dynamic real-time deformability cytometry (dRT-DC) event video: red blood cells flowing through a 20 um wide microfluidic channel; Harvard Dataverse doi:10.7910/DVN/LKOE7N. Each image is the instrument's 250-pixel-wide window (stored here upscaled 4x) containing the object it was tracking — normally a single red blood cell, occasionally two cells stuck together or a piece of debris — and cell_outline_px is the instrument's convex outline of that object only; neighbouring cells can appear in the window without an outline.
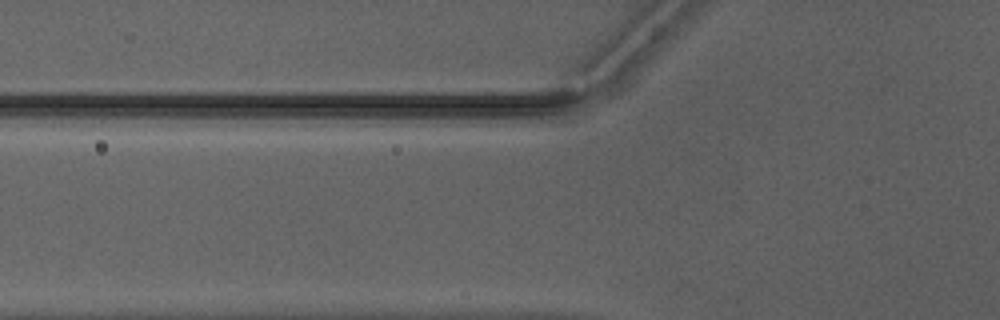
{"species": "Egyptian fruit bat (a non-hibernating species)", "species_latin": "Rousettus aegyptiacus", "temperature_condition": "warm", "stored_images_in_passage": 4, "camera_frame_rate_fps": 3000, "um_per_image_px": 0.085, "animal": {"sex": "male"}, "frame": {"image": 1, "passage_image": 2, "time_ms": 0.333, "image_size_px": [1000, 320], "cell_outline_px": [[516, 268], [508, 272], [472, 276], [436, 272], [428, 268], [420, 256], [440, 248], [476, 244], [496, 248]], "centroid_in_image_um": [39.76, 22.15], "position_along_channel_um": 86.0, "area_um2": 15.66}}